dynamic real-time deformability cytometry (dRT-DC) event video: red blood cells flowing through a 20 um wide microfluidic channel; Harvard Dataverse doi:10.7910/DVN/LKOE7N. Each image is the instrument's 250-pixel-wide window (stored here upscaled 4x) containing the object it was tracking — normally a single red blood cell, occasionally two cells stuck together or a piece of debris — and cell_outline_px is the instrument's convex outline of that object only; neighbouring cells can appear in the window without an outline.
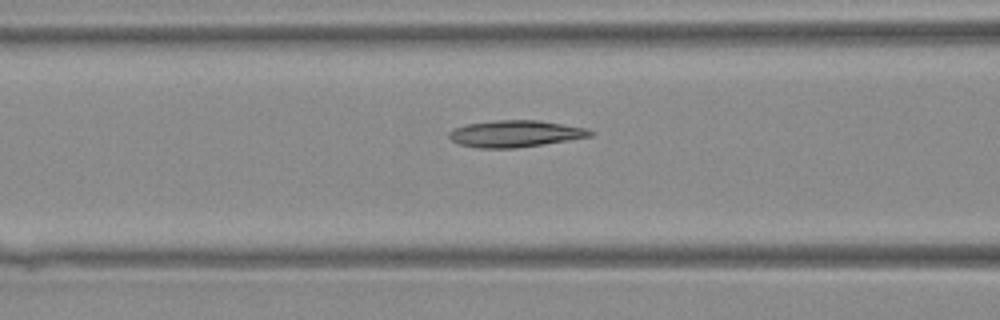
{"species": "Egyptian fruit bat (a non-hibernating species)", "species_latin": "Rousettus aegyptiacus", "temperature_condition": "warm", "stored_images_in_passage": 14, "camera_frame_rate_fps": 3000, "um_per_image_px": 0.085, "animal": {"sex": "female"}, "frame": {"image": 1, "passage_image": 8, "time_ms": 2.333, "image_size_px": [1000, 320], "cell_outline_px": [[592, 136], [544, 144], [516, 148], [476, 148], [460, 144], [452, 140], [448, 136], [448, 132], [452, 128], [468, 124], [496, 120], [540, 120], [588, 128], [592, 132]], "centroid_in_image_um": [43.78, 11.36], "position_along_channel_um": 122.8, "area_um2": 22.02}}